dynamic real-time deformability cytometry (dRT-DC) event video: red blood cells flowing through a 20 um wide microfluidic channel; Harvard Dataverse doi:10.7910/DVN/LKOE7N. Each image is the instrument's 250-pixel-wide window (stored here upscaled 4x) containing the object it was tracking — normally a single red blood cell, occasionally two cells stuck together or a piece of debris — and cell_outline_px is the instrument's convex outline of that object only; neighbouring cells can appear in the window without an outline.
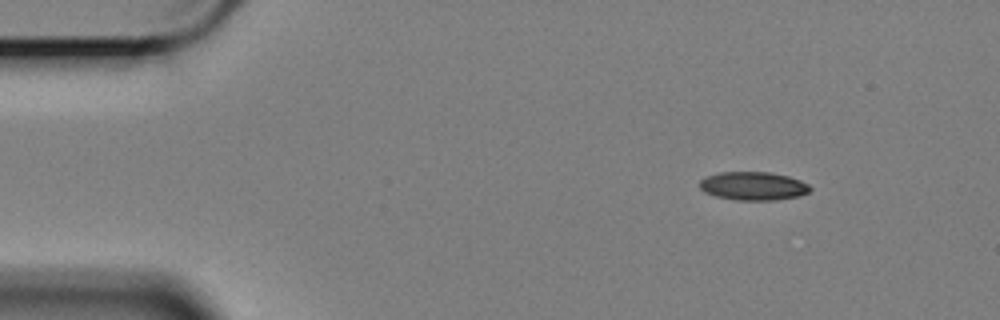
{"species": "Egyptian fruit bat (a non-hibernating species)", "species_latin": "Rousettus aegyptiacus", "temperature_condition": "cold", "stored_images_in_passage": 31, "camera_frame_rate_fps": 3000, "um_per_image_px": 0.085, "animal": {"sex": "female"}, "frame": {"image": 1, "passage_image": 1, "time_ms": 0.0, "image_size_px": [1000, 320], "cell_outline_px": [[812, 188], [808, 192], [800, 196], [776, 200], [736, 200], [716, 196], [704, 192], [700, 188], [700, 180], [708, 176], [720, 172], [768, 172], [788, 176], [800, 180], [808, 184]], "centroid_in_image_um": [64.04, 15.81], "position_along_channel_um": 21.0, "area_um2": 18.26}}